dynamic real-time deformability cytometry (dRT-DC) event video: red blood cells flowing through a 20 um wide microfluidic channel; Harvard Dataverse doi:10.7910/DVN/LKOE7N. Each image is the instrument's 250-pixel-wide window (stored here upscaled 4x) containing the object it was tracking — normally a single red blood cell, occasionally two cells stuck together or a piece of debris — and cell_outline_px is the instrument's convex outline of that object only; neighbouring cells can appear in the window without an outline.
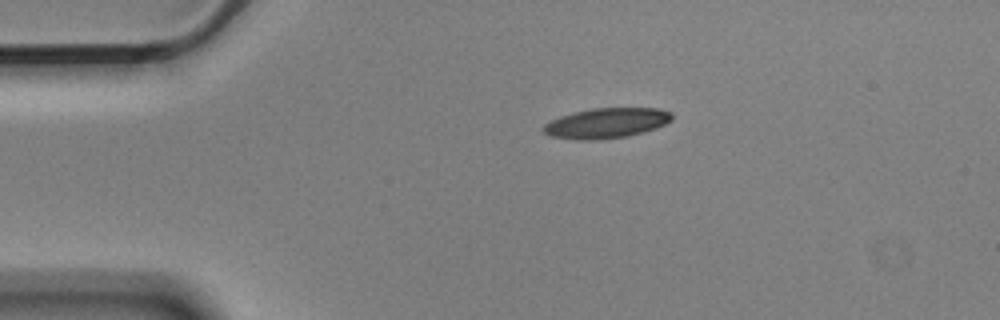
{"species": "Egyptian fruit bat (a non-hibernating species)", "species_latin": "Rousettus aegyptiacus", "temperature_condition": "cold", "stored_images_in_passage": 2, "camera_frame_rate_fps": 3000, "um_per_image_px": 0.085, "animal": {"sex": "male"}, "frame": {"image": 1, "passage_image": 1, "time_ms": 0.0, "image_size_px": [1000, 320], "cell_outline_px": [[672, 120], [656, 128], [644, 132], [628, 136], [596, 140], [580, 140], [552, 136], [544, 132], [540, 128], [544, 124], [560, 116], [572, 112], [592, 108], [660, 108], [672, 112]], "centroid_in_image_um": [51.55, 10.46], "position_along_channel_um": 33.4, "area_um2": 22.72}}